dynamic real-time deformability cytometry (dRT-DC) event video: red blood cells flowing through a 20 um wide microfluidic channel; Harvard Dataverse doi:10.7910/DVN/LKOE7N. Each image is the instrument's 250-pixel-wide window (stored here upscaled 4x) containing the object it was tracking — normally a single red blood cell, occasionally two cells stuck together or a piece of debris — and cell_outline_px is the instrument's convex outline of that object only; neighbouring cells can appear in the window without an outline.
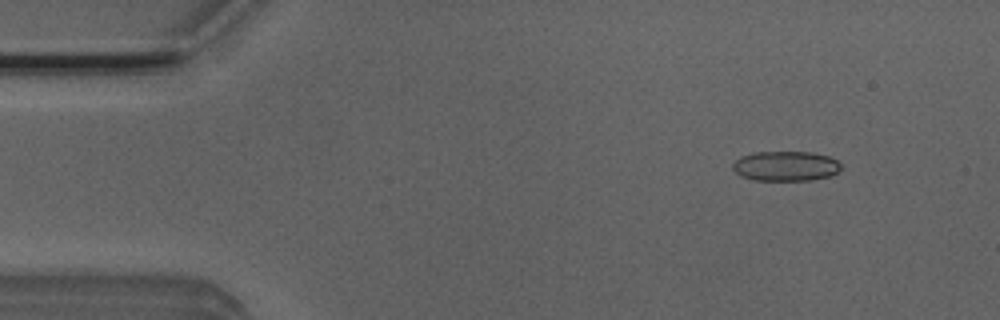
{"species": "Egyptian fruit bat (a non-hibernating species)", "species_latin": "Rousettus aegyptiacus", "temperature_condition": "room temperature", "stored_images_in_passage": 6, "camera_frame_rate_fps": 3000, "um_per_image_px": 0.085, "animal": {"sex": "male"}, "frame": {"image": 1, "passage_image": 1, "time_ms": 0.0, "image_size_px": [1000, 320], "cell_outline_px": [[840, 168], [836, 172], [828, 176], [812, 180], [752, 180], [740, 176], [732, 168], [732, 164], [740, 156], [752, 152], [808, 152], [828, 156], [836, 160], [840, 164]], "centroid_in_image_um": [66.72, 14.11], "position_along_channel_um": 18.3, "area_um2": 18.79}}
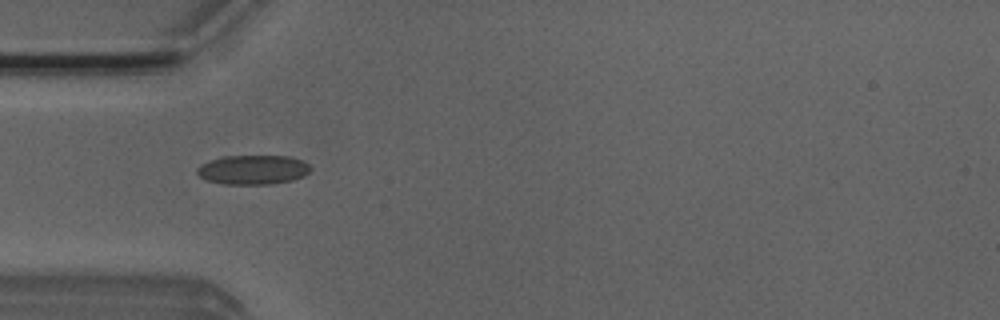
{"frame": {"image": 2, "passage_image": 4, "time_ms": 1.0, "image_size_px": [1000, 320], "cell_outline_px": [[312, 168], [304, 176], [292, 180], [272, 184], [224, 184], [204, 180], [196, 172], [196, 168], [200, 164], [220, 156], [288, 156], [304, 160]], "centroid_in_image_um": [21.49, 14.42], "position_along_channel_um": 63.5, "area_um2": 19.65}}